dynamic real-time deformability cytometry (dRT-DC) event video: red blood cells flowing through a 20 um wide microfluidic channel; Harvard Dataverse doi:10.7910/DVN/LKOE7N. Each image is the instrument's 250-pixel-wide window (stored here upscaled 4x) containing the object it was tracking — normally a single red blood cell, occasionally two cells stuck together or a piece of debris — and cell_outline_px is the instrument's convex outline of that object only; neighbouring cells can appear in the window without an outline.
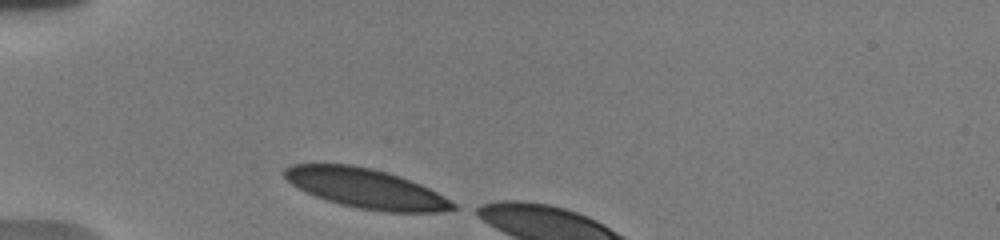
{"species": "human", "species_latin": "Homo sapiens", "temperature_condition": "warm", "stored_images_in_passage": 3, "camera_frame_rate_fps": 3000, "um_per_image_px": 0.085, "donor": {"sex": "male"}, "frame": {"image": 1, "passage_image": 1, "time_ms": 0.0, "image_size_px": [1000, 240], "cell_outline_px": [[456, 208], [440, 212], [384, 212], [360, 208], [340, 204], [316, 196], [292, 184], [280, 172], [284, 168], [292, 164], [352, 164], [372, 168], [388, 172], [400, 176], [420, 184], [436, 192], [456, 204]], "centroid_in_image_um": [31.09, 16.0], "position_along_channel_um": 53.9, "area_um2": 38.61}}